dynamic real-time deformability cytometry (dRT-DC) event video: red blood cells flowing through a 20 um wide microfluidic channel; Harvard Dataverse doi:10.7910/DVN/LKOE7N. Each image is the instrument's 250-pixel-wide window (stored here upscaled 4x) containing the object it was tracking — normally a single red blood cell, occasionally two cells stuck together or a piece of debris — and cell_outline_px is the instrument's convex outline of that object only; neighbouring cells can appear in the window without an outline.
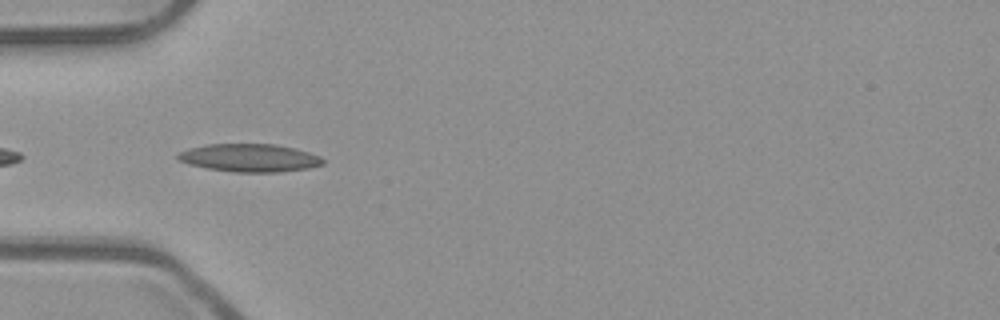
{"species": "common noctule bat (a hibernating species)", "species_latin": "Nyctalus noctula", "temperature_condition": "room temperature", "stored_images_in_passage": 5, "camera_frame_rate_fps": 3000, "um_per_image_px": 0.085, "animal": {"sex": "male", "body_mass_g": 23.1, "forearm_length_mm": 52.7}, "frame": {"image": 1, "passage_image": 2, "time_ms": 0.333, "image_size_px": [1000, 320], "cell_outline_px": [[324, 164], [308, 168], [280, 172], [232, 172], [208, 168], [188, 164], [180, 160], [176, 156], [180, 152], [188, 148], [208, 144], [276, 144], [296, 148], [320, 156], [324, 160]], "centroid_in_image_um": [21.23, 13.41], "position_along_channel_um": 63.8, "area_um2": 23.64}}